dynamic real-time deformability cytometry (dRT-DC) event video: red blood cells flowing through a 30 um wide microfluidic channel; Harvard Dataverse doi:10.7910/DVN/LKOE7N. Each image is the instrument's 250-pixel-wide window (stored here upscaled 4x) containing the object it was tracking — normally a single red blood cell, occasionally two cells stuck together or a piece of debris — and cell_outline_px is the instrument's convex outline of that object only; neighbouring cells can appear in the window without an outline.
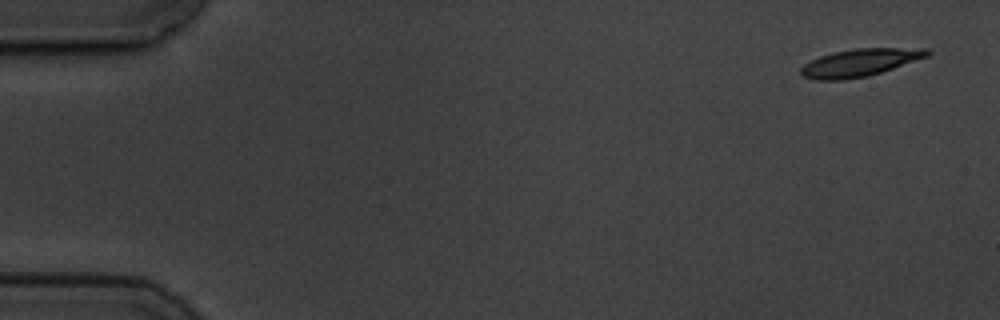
{"species": "common noctule bat (a hibernating species)", "species_latin": "Nyctalus noctula", "temperature_condition": "cold", "stored_images_in_passage": 9, "camera_frame_rate_fps": 3000, "um_per_image_px": 0.085, "animal": {"sex": "male", "body_mass_g": 19.5, "forearm_length_mm": 54.6}, "frame": {"image": 1, "passage_image": 1, "time_ms": 0.0, "image_size_px": [1000, 320], "cell_outline_px": [[932, 52], [928, 56], [868, 76], [844, 80], [816, 80], [804, 76], [800, 72], [800, 68], [804, 64], [820, 56], [836, 52], [856, 48], [928, 48]], "centroid_in_image_um": [73.09, 5.32], "position_along_channel_um": 11.9, "area_um2": 20.06}}
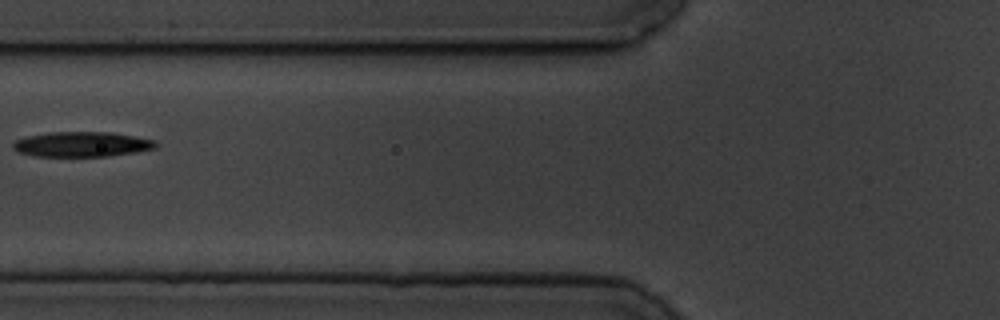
{"frame": {"image": 2, "passage_image": 6, "time_ms": 6.667, "image_size_px": [1000, 320], "cell_outline_px": [[160, 144], [156, 148], [136, 152], [108, 156], [32, 156], [16, 152], [12, 148], [12, 144], [16, 140], [28, 136], [48, 132], [112, 132], [156, 140]], "centroid_in_image_um": [6.97, 12.26], "position_along_channel_um": 118.8, "area_um2": 21.04}}
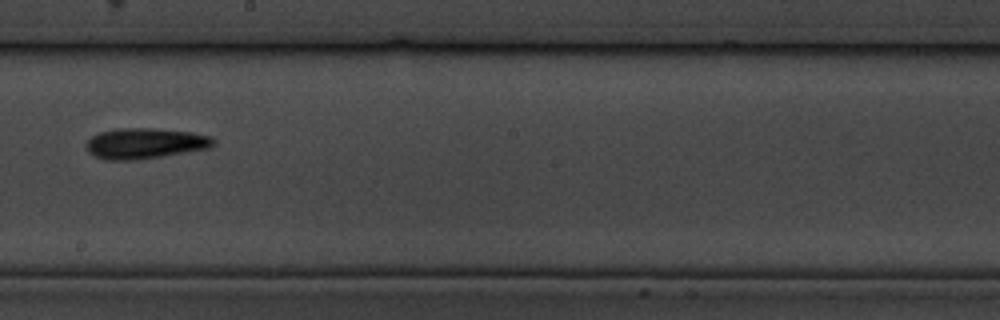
{"frame": {"image": 3, "passage_image": 9, "time_ms": 10.0, "image_size_px": [1000, 320], "cell_outline_px": [[216, 144], [212, 148], [160, 156], [132, 160], [108, 160], [96, 156], [88, 152], [84, 144], [92, 136], [100, 132], [120, 128], [152, 128], [192, 132], [212, 136], [216, 140]], "centroid_in_image_um": [12.37, 12.18], "position_along_channel_um": 235.8, "area_um2": 22.77}}